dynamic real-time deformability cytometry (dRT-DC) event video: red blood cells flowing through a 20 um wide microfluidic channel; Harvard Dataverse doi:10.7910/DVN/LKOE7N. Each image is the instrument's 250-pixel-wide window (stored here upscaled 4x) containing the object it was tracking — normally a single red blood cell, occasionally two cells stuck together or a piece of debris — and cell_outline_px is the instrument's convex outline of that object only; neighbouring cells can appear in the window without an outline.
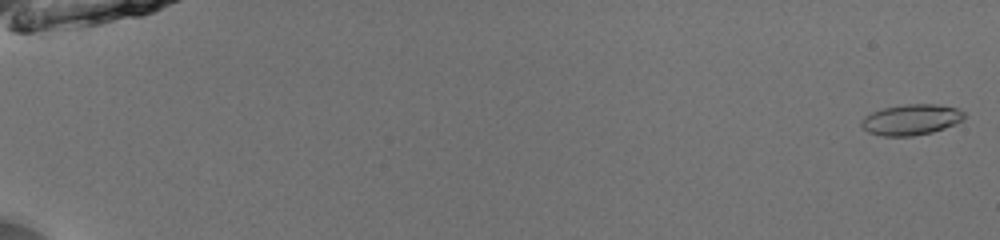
{"species": "common noctule bat (a hibernating species)", "species_latin": "Nyctalus noctula", "temperature_condition": "room temperature", "stored_images_in_passage": 53, "camera_frame_rate_fps": 3000, "um_per_image_px": 0.085, "animal": {"sex": "male", "body_mass_g": 13.0, "forearm_length_mm": 53.1}, "frame": {"image": 1, "passage_image": 1, "time_ms": 0.0, "image_size_px": [1000, 240], "cell_outline_px": [[964, 120], [956, 124], [932, 132], [912, 136], [884, 136], [868, 132], [860, 124], [860, 120], [864, 116], [872, 112], [884, 108], [904, 104], [940, 104], [956, 108], [964, 112]], "centroid_in_image_um": [77.45, 10.16], "position_along_channel_um": 7.5, "area_um2": 18.5}}
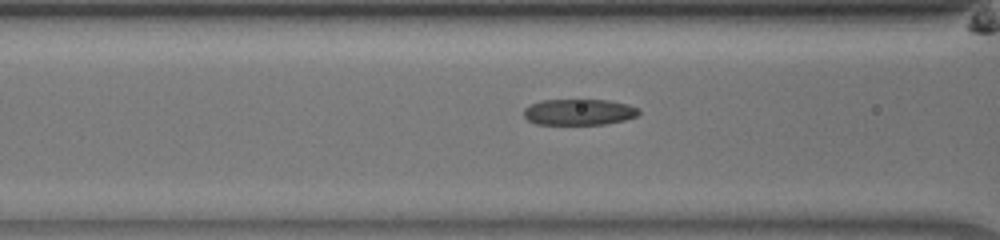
{"frame": {"image": 2, "passage_image": 24, "time_ms": 7.667, "image_size_px": [1000, 240], "cell_outline_px": [[640, 112], [636, 116], [624, 120], [604, 124], [536, 124], [528, 120], [524, 116], [524, 108], [540, 100], [608, 100], [628, 104], [640, 108]], "centroid_in_image_um": [49.22, 9.52], "position_along_channel_um": 117.4, "area_um2": 17.46}}
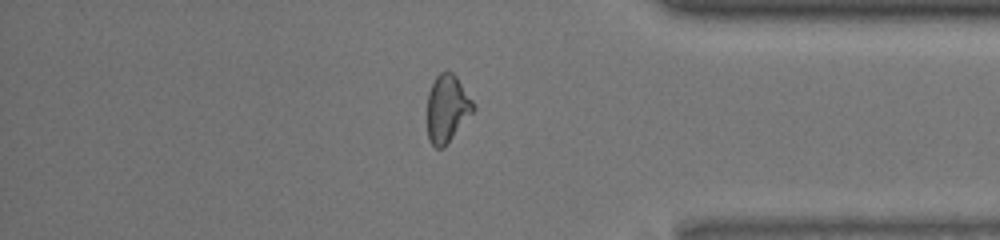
{"frame": {"image": 3, "passage_image": 46, "time_ms": 15.0, "image_size_px": [1000, 240], "cell_outline_px": [[476, 108], [444, 148], [436, 148], [428, 140], [428, 92], [436, 76], [440, 72], [452, 72], [456, 76], [476, 104]], "centroid_in_image_um": [38.02, 9.23], "position_along_channel_um": 397.2, "area_um2": 18.09}, "authors_computed_cell_mechanics": {"area_um2": 18.0914, "velocity_mm_per_s": 3.9815, "shape_relaxation_time_tau1_ms": 4.742, "shape_relaxation_time_tau2_ms": 2.4704, "deformation_change_tau1": 0.1568, "deformation_change_tau2": 0.0737}}